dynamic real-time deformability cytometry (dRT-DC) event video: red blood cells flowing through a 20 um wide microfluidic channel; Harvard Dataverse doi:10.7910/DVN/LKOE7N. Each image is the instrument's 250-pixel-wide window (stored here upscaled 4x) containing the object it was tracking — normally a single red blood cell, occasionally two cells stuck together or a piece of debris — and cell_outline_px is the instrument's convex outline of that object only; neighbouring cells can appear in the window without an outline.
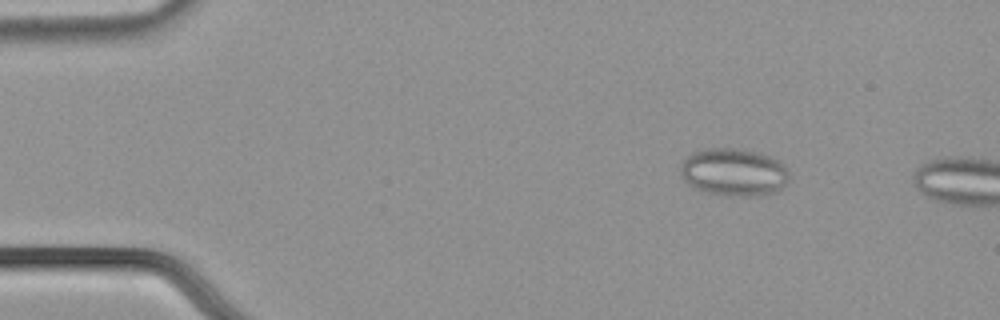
{"species": "common noctule bat (a hibernating species)", "species_latin": "Nyctalus noctula", "temperature_condition": "cold", "stored_images_in_passage": 5, "camera_frame_rate_fps": 3000, "um_per_image_px": 0.085, "animal": {"sex": "male", "body_mass_g": 21.5, "forearm_length_mm": 52.0}, "frame": {"image": 1, "passage_image": 2, "time_ms": 0.333, "image_size_px": [1000, 320], "cell_outline_px": [[788, 184], [776, 192], [764, 196], [724, 196], [704, 192], [692, 188], [688, 184], [680, 172], [680, 164], [692, 152], [704, 148], [736, 148], [756, 152], [768, 156], [784, 164], [788, 172]], "centroid_in_image_um": [62.36, 14.66], "position_along_channel_um": 22.6, "area_um2": 30.63}}